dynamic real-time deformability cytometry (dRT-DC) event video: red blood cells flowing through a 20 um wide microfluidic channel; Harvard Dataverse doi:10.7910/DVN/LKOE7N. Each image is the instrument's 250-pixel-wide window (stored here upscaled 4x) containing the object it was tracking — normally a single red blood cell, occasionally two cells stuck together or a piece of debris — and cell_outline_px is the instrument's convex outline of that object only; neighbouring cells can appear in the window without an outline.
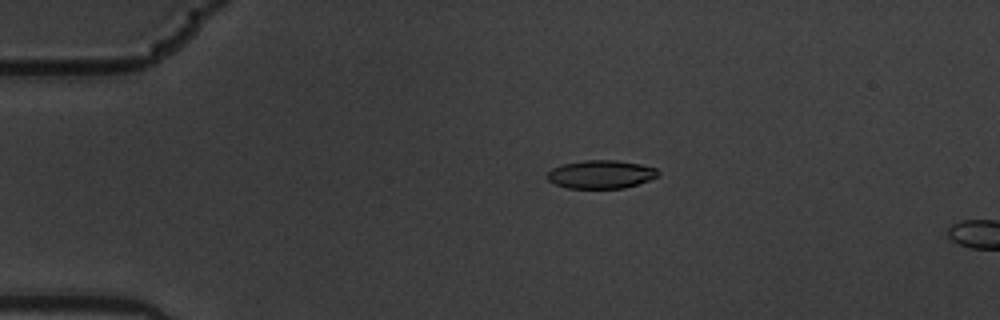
{"species": "common noctule bat (a hibernating species)", "species_latin": "Nyctalus noctula", "temperature_condition": "warm", "stored_images_in_passage": 4, "camera_frame_rate_fps": 3000, "um_per_image_px": 0.085, "animal": {"sex": "male", "body_mass_g": 19.5, "forearm_length_mm": 54.6}, "frame": {"image": 1, "passage_image": 3, "time_ms": 0.667, "image_size_px": [1000, 320], "cell_outline_px": [[660, 176], [624, 188], [568, 188], [556, 184], [548, 180], [548, 172], [552, 168], [564, 164], [584, 160], [616, 160], [640, 164], [656, 168], [660, 172]], "centroid_in_image_um": [51.11, 14.81], "position_along_channel_um": 33.9, "area_um2": 18.15}}